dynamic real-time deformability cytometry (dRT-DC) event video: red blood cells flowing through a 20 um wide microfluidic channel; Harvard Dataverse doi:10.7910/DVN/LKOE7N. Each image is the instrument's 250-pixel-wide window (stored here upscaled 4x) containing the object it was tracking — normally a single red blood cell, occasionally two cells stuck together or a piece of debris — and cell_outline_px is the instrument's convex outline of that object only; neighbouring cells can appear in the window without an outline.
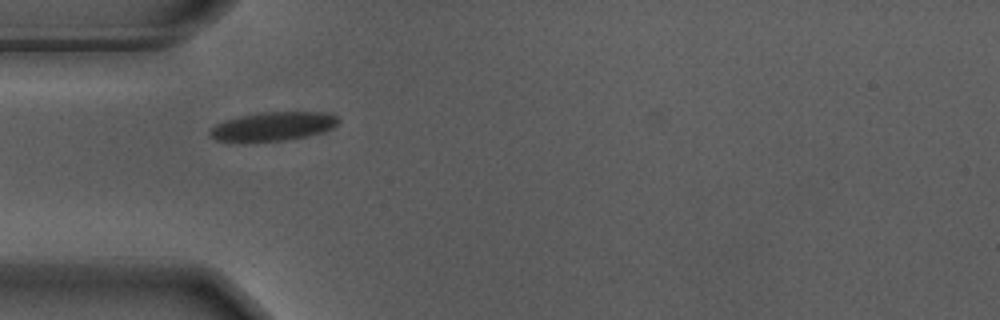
{"species": "Egyptian fruit bat (a non-hibernating species)", "species_latin": "Rousettus aegyptiacus", "temperature_condition": "warm", "stored_images_in_passage": 40, "camera_frame_rate_fps": 3000, "um_per_image_px": 0.085, "animal": {"sex": "male"}, "frame": {"image": 1, "passage_image": 1, "time_ms": 0.0, "image_size_px": [1000, 320], "cell_outline_px": [[340, 120], [332, 128], [320, 132], [304, 136], [284, 140], [216, 140], [208, 132], [216, 124], [224, 120], [240, 116], [264, 112], [320, 112], [336, 116]], "centroid_in_image_um": [23.21, 10.71], "position_along_channel_um": 61.8, "area_um2": 20.75}}
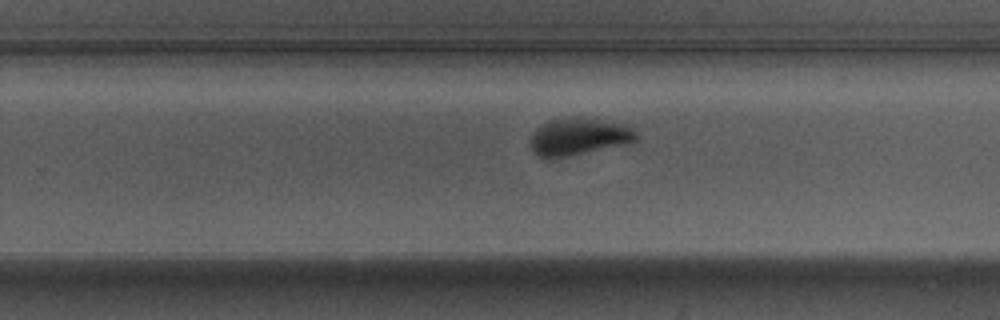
{"frame": {"image": 2, "passage_image": 19, "time_ms": 6.0, "image_size_px": [1000, 320], "cell_outline_px": [[636, 140], [628, 144], [552, 160], [544, 160], [528, 144], [532, 132], [536, 128], [552, 120], [568, 116], [628, 124], [636, 132]], "centroid_in_image_um": [49.17, 11.64], "position_along_channel_um": 280.6, "area_um2": 23.35}}
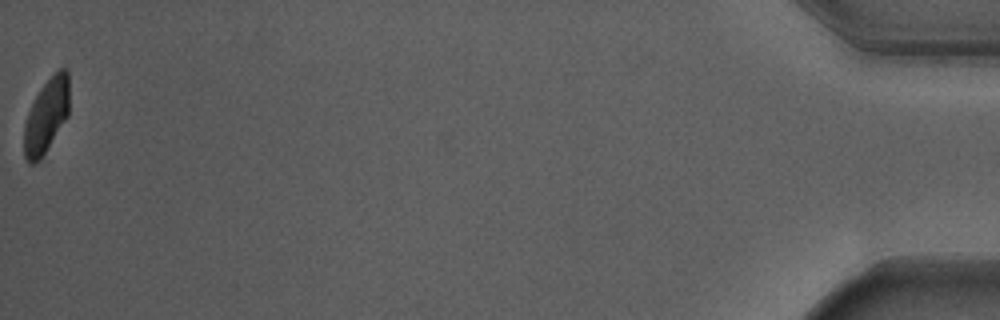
{"frame": {"image": 3, "passage_image": 40, "time_ms": 13.0, "image_size_px": [1000, 320], "cell_outline_px": [[68, 116], [40, 160], [32, 164], [28, 164], [24, 156], [24, 124], [28, 112], [40, 88], [60, 68], [64, 68], [68, 72]], "centroid_in_image_um": [3.92, 9.88], "position_along_channel_um": 431.3, "area_um2": 19.31}, "authors_computed_cell_mechanics": {"area_um2": 21.9062, "velocity_mm_per_s": 3.6762, "shape_relaxation_time_tau1_ms": 3.7871, "shape_relaxation_time_tau2_ms": null, "deformation_change_tau1": 0.1719, "deformation_change_tau2": null}}